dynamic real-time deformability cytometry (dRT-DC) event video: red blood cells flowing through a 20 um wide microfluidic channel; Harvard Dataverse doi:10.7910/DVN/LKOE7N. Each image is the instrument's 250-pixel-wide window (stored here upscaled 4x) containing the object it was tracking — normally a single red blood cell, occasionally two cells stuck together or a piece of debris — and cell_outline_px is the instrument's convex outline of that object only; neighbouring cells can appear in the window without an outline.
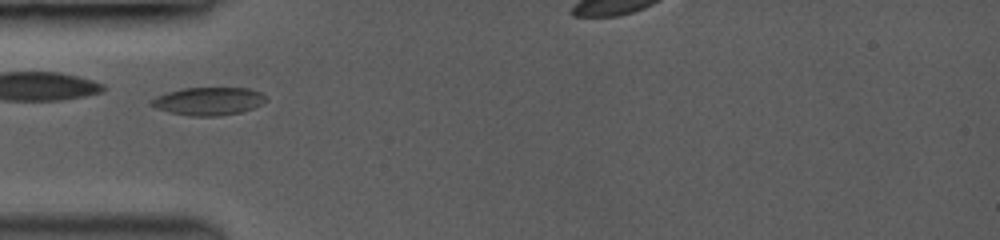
{"species": "common noctule bat (a hibernating species)", "species_latin": "Nyctalus noctula", "temperature_condition": "room temperature", "stored_images_in_passage": 7, "camera_frame_rate_fps": 3500, "um_per_image_px": 0.085, "animal": {"sex": "female", "body_mass_g": 19.0, "forearm_length_mm": 53.3}, "frame": {"image": 1, "passage_image": 3, "time_ms": 0.571, "image_size_px": [1000, 240], "cell_outline_px": [[264, 100], [260, 104], [252, 108], [240, 112], [216, 116], [192, 116], [172, 112], [148, 104], [152, 100], [168, 92], [184, 88], [248, 88], [260, 92], [264, 96]], "centroid_in_image_um": [17.74, 8.59], "position_along_channel_um": 67.3, "area_um2": 18.03}}
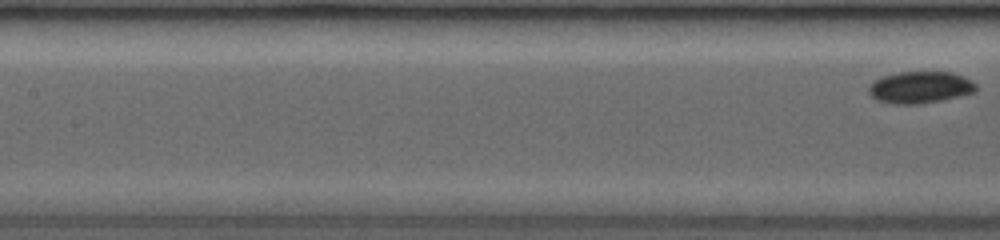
{"frame": {"image": 2, "passage_image": 7, "time_ms": 1.714, "image_size_px": [1000, 240], "cell_outline_px": [[976, 88], [972, 92], [956, 96], [936, 100], [912, 104], [896, 104], [880, 100], [872, 96], [868, 92], [868, 88], [876, 80], [884, 76], [900, 72], [952, 72], [964, 76], [972, 80], [976, 84]], "centroid_in_image_um": [78.22, 7.4], "position_along_channel_um": 129.2, "area_um2": 19.25}}